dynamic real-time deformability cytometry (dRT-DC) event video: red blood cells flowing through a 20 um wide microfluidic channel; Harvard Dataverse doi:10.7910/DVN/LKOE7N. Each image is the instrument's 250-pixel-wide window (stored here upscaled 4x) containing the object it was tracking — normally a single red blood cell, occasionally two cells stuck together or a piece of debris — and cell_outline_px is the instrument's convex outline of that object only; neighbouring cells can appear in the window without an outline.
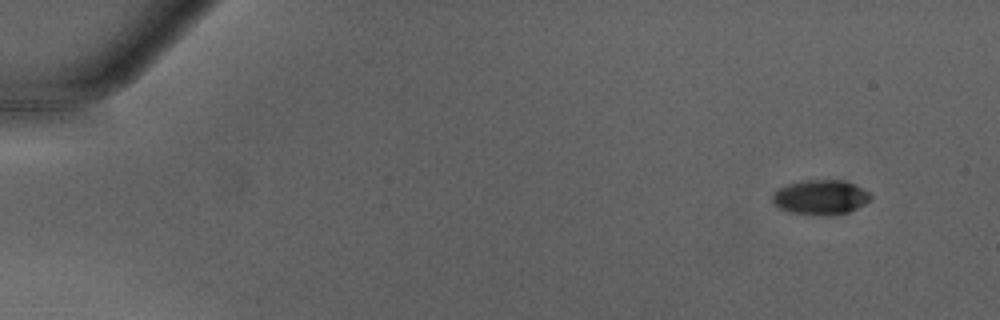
{"species": "Egyptian fruit bat (a non-hibernating species)", "species_latin": "Rousettus aegyptiacus", "temperature_condition": "warm", "stored_images_in_passage": 46, "camera_frame_rate_fps": 3000, "um_per_image_px": 0.085, "animal": {"sex": "male"}, "frame": {"image": 1, "passage_image": 1, "time_ms": 0.0, "image_size_px": [1000, 320], "cell_outline_px": [[872, 196], [864, 204], [848, 212], [828, 216], [788, 212], [780, 208], [772, 200], [772, 196], [776, 188], [800, 180], [848, 180], [868, 192]], "centroid_in_image_um": [69.72, 16.75], "position_along_channel_um": 15.3, "area_um2": 19.94}}
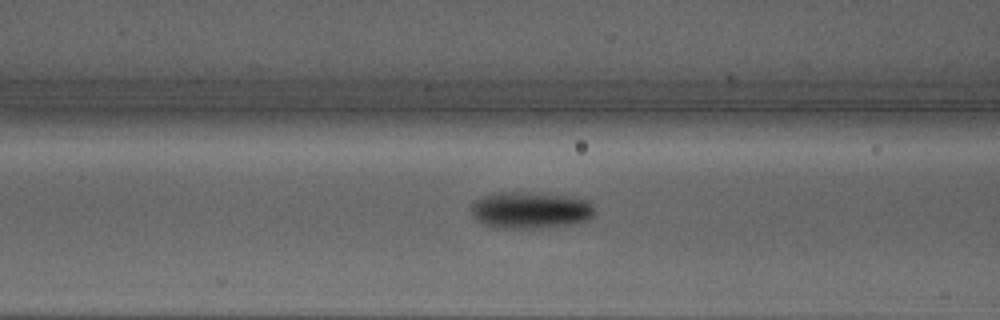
{"frame": {"image": 2, "passage_image": 18, "time_ms": 5.667, "image_size_px": [1000, 320], "cell_outline_px": [[596, 212], [588, 220], [572, 224], [544, 228], [492, 228], [476, 220], [472, 216], [472, 204], [480, 196], [492, 192], [524, 192], [564, 196], [588, 200], [592, 204]], "centroid_in_image_um": [45.05, 17.87], "position_along_channel_um": 121.5, "area_um2": 26.7}}
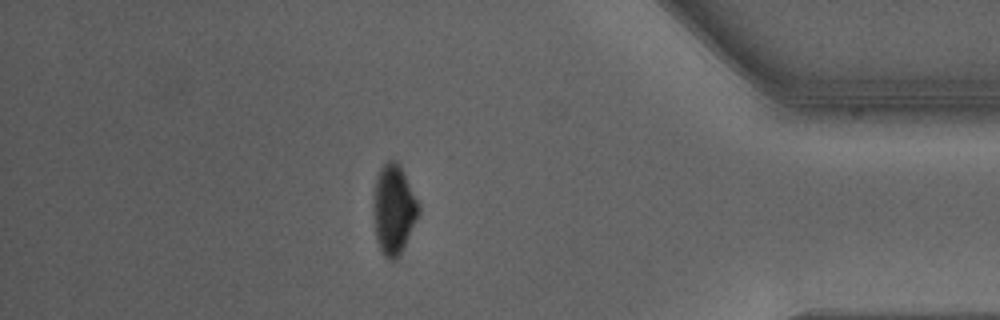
{"frame": {"image": 3, "passage_image": 40, "time_ms": 13.0, "image_size_px": [1000, 320], "cell_outline_px": [[420, 212], [396, 260], [388, 260], [384, 256], [380, 248], [376, 236], [376, 180], [380, 168], [388, 160], [396, 160], [400, 164], [420, 208]], "centroid_in_image_um": [33.5, 17.78], "position_along_channel_um": 401.7, "area_um2": 22.37}, "authors_computed_cell_mechanics": {"area_um2": 23.9003, "velocity_mm_per_s": 4.2855, "shape_relaxation_time_tau1_ms": 2.0687, "shape_relaxation_time_tau2_ms": null, "deformation_change_tau1": 0.1596, "deformation_change_tau2": null}}